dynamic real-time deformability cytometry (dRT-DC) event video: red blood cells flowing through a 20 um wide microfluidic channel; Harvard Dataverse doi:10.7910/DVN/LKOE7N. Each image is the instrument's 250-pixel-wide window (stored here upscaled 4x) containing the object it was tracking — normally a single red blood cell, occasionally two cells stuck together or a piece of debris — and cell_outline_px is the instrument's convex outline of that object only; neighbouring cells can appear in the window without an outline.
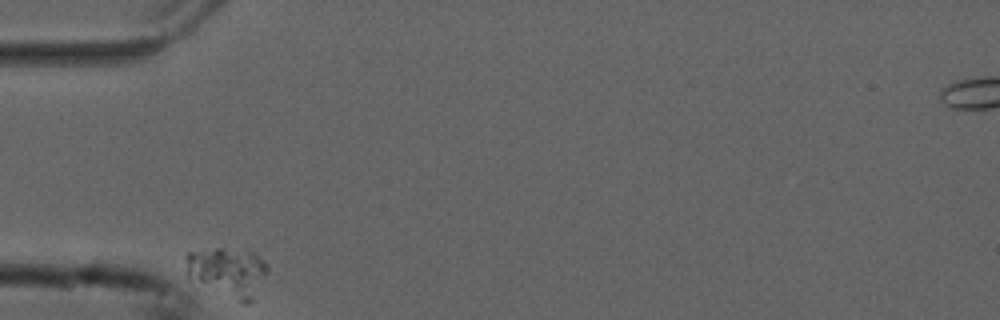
{"species": "common noctule bat (a hibernating species)", "species_latin": "Nyctalus noctula", "temperature_condition": "cold", "stored_images_in_passage": 35, "camera_frame_rate_fps": 3000, "um_per_image_px": 0.085, "animal": {"sex": "male", "forearm_length_mm": 52.5}, "frame": {"image": 1, "passage_image": 1, "time_ms": 0.0, "image_size_px": [1000, 320], "cell_outline_px": [[268, 272], [252, 300], [248, 304], [240, 304], [188, 280], [184, 256], [188, 252], [216, 248], [224, 248], [252, 252], [264, 260], [268, 264]], "centroid_in_image_um": [19.32, 23.16], "position_along_channel_um": 65.7, "area_um2": 24.22}}
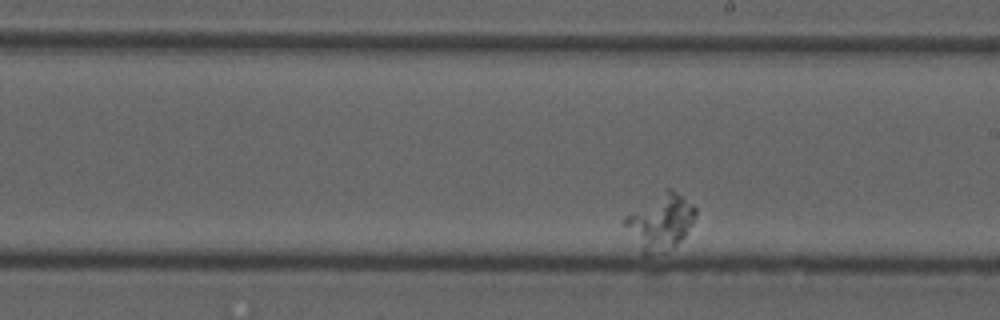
{"frame": {"image": 2, "passage_image": 20, "time_ms": 6.333, "image_size_px": [1000, 320], "cell_outline_px": [[696, 216], [692, 224], [684, 236], [672, 248], [664, 252], [648, 256], [644, 256], [640, 252], [624, 224], [624, 216], [668, 188], [676, 192], [692, 204], [696, 208]], "centroid_in_image_um": [56.12, 18.91], "position_along_channel_um": 232.9, "area_um2": 22.66}}
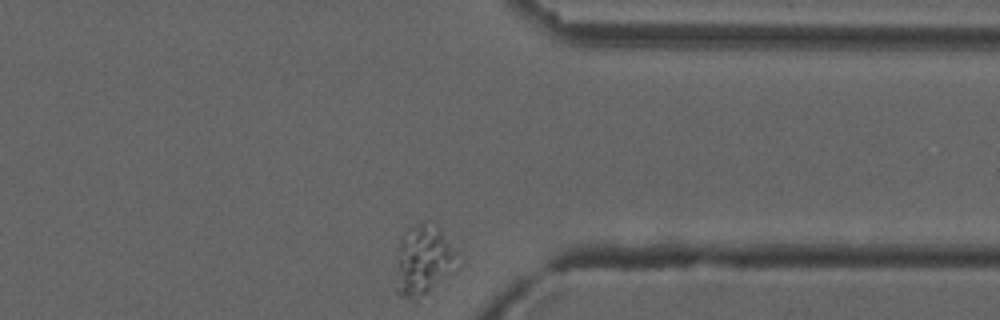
{"frame": {"image": 3, "passage_image": 35, "time_ms": 11.333, "image_size_px": [1000, 320], "cell_outline_px": [[460, 268], [428, 292], [416, 300], [412, 300], [400, 296], [396, 292], [396, 288], [400, 240], [404, 232], [408, 228], [424, 220], [436, 224], [460, 264]], "centroid_in_image_um": [36.0, 22.15], "position_along_channel_um": 375.4, "area_um2": 24.85}}